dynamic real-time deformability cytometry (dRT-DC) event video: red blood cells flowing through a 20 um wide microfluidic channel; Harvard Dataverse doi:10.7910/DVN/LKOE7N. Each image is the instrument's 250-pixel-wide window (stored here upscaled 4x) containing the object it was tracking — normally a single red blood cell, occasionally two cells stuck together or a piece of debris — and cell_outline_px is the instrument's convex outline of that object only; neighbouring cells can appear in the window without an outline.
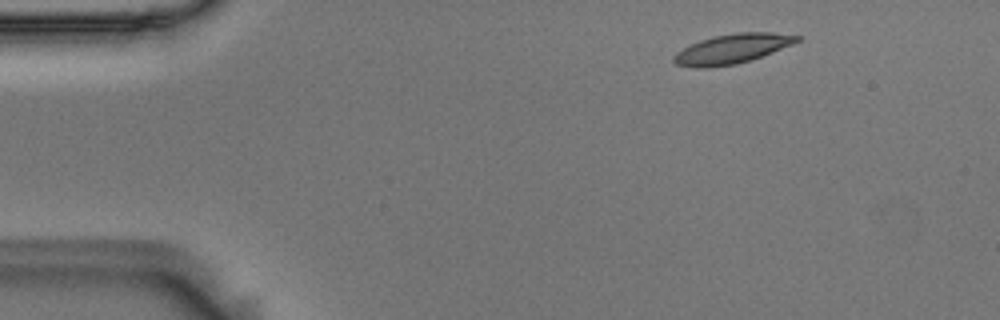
{"species": "Egyptian fruit bat (a non-hibernating species)", "species_latin": "Rousettus aegyptiacus", "temperature_condition": "room temperature", "stored_images_in_passage": 4, "camera_frame_rate_fps": 3000, "um_per_image_px": 0.085, "animal": {"sex": "male"}, "frame": {"image": 1, "passage_image": 2, "time_ms": 0.333, "image_size_px": [1000, 320], "cell_outline_px": [[804, 36], [800, 40], [792, 44], [772, 52], [736, 64], [708, 68], [696, 68], [676, 64], [672, 60], [672, 56], [676, 52], [700, 40], [716, 36], [736, 32], [772, 32]], "centroid_in_image_um": [62.23, 4.14], "position_along_channel_um": 22.8, "area_um2": 21.1}}